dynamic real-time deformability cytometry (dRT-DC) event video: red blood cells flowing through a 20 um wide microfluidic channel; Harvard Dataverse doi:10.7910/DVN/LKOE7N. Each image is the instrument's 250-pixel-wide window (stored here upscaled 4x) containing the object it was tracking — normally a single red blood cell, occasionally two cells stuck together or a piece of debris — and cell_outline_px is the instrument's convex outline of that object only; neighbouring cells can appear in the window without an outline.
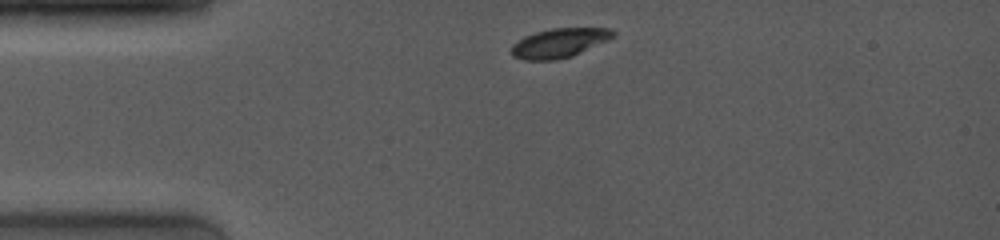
{"species": "common noctule bat (a hibernating species)", "species_latin": "Nyctalus noctula", "temperature_condition": "room temperature", "stored_images_in_passage": 18, "camera_frame_rate_fps": 4000, "um_per_image_px": 0.085, "animal": {"sex": "female", "body_mass_g": 19.0, "forearm_length_mm": 53.3}, "frame": {"image": 1, "passage_image": 1, "time_ms": 0.0, "image_size_px": [1000, 240], "cell_outline_px": [[616, 36], [608, 40], [572, 56], [556, 60], [524, 60], [512, 56], [512, 44], [524, 36], [536, 32], [552, 28], [612, 28], [616, 32]], "centroid_in_image_um": [47.56, 3.64], "position_along_channel_um": 37.4, "area_um2": 17.4}}
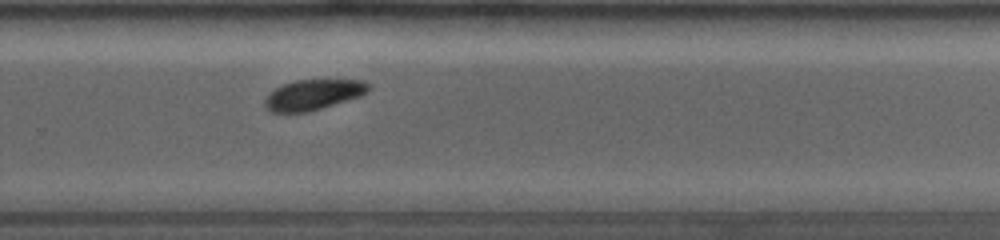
{"frame": {"image": 2, "passage_image": 12, "time_ms": 7.5, "image_size_px": [1000, 240], "cell_outline_px": [[372, 88], [368, 92], [360, 96], [348, 100], [308, 112], [272, 112], [264, 104], [264, 100], [276, 88], [284, 84], [296, 80], [364, 80], [372, 84]], "centroid_in_image_um": [26.7, 8.04], "position_along_channel_um": 303.1, "area_um2": 18.26}}
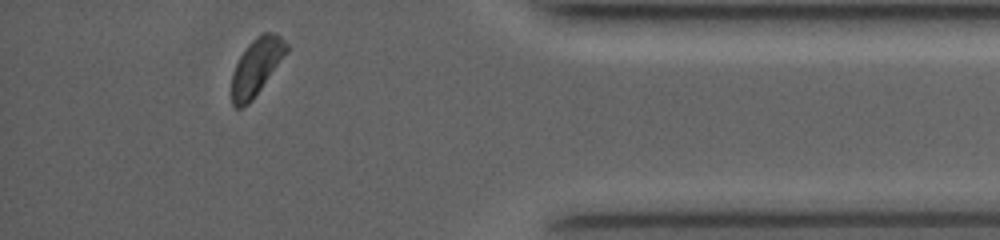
{"frame": {"image": 3, "passage_image": 17, "time_ms": 10.75, "image_size_px": [1000, 240], "cell_outline_px": [[288, 48], [252, 100], [248, 104], [240, 108], [236, 108], [232, 104], [232, 72], [240, 56], [248, 44], [260, 32], [276, 32], [288, 44]], "centroid_in_image_um": [21.76, 5.64], "position_along_channel_um": 413.4, "area_um2": 17.63}, "authors_computed_cell_mechanics": {"area_um2": 19.0451, "velocity_mm_per_s": 3.9898, "shape_relaxation_time_tau1_ms": 1.3485, "shape_relaxation_time_tau2_ms": null, "deformation_change_tau1": 0.0734, "deformation_change_tau2": null}}